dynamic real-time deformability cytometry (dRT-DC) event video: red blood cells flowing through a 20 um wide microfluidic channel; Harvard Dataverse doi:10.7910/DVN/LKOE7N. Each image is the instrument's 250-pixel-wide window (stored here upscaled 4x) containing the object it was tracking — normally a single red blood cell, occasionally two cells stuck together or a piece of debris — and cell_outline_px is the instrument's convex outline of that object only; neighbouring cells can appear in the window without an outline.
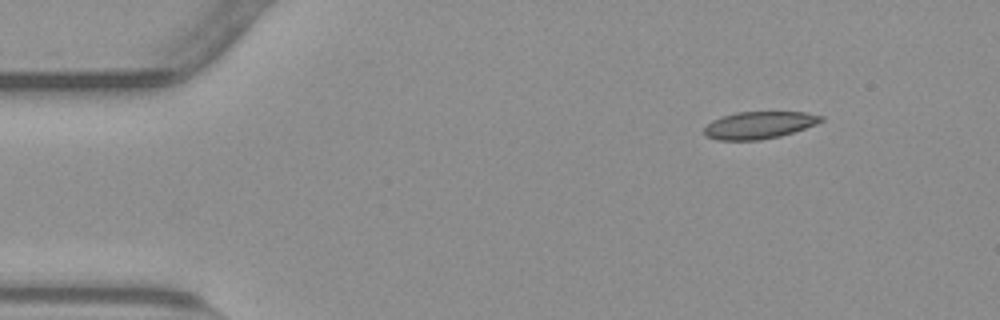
{"species": "common noctule bat (a hibernating species)", "species_latin": "Nyctalus noctula", "temperature_condition": "warm", "stored_images_in_passage": 49, "camera_frame_rate_fps": 3000, "um_per_image_px": 0.085, "animal": {"sex": "male", "body_mass_g": 23.1, "forearm_length_mm": 52.7}, "frame": {"image": 1, "passage_image": 1, "time_ms": 0.0, "image_size_px": [1000, 320], "cell_outline_px": [[824, 120], [816, 124], [780, 136], [760, 140], [716, 140], [704, 136], [704, 128], [712, 120], [736, 112], [808, 112], [824, 116]], "centroid_in_image_um": [64.52, 10.63], "position_along_channel_um": 20.5, "area_um2": 18.55}}
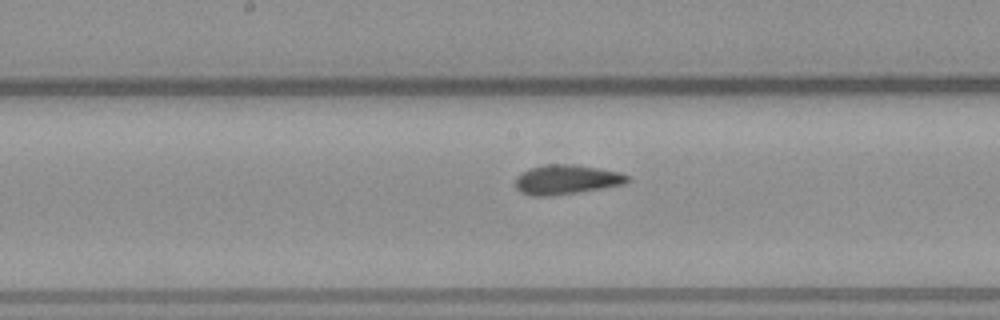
{"frame": {"image": 2, "passage_image": 22, "time_ms": 7.0, "image_size_px": [1000, 320], "cell_outline_px": [[632, 180], [624, 184], [552, 196], [532, 196], [520, 192], [516, 188], [516, 176], [520, 172], [528, 168], [548, 164], [564, 164], [596, 168], [620, 172], [628, 176]], "centroid_in_image_um": [48.1, 15.27], "position_along_channel_um": 200.1, "area_um2": 19.13}}
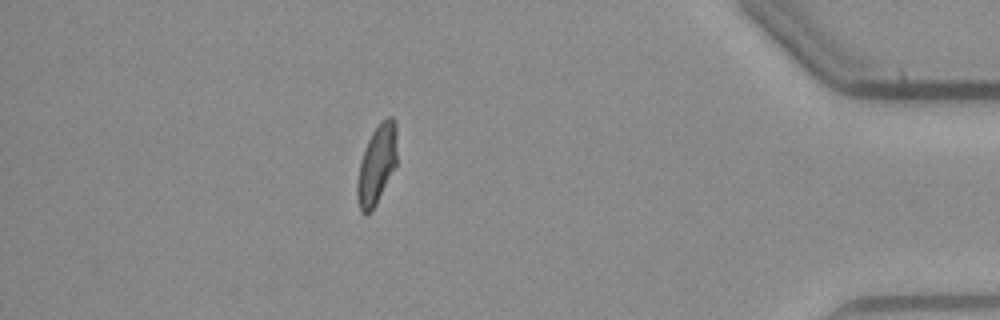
{"frame": {"image": 3, "passage_image": 42, "time_ms": 13.667, "image_size_px": [1000, 320], "cell_outline_px": [[396, 164], [376, 204], [368, 212], [360, 212], [356, 196], [356, 184], [360, 160], [368, 140], [372, 132], [388, 116], [392, 116], [396, 120]], "centroid_in_image_um": [32.01, 13.97], "position_along_channel_um": 403.2, "area_um2": 18.09}, "authors_computed_cell_mechanics": {"area_um2": 19.2474, "velocity_mm_per_s": 3.7847, "shape_relaxation_time_tau1_ms": null, "shape_relaxation_time_tau2_ms": 1.4919, "deformation_change_tau1": null, "deformation_change_tau2": 0.0947}}